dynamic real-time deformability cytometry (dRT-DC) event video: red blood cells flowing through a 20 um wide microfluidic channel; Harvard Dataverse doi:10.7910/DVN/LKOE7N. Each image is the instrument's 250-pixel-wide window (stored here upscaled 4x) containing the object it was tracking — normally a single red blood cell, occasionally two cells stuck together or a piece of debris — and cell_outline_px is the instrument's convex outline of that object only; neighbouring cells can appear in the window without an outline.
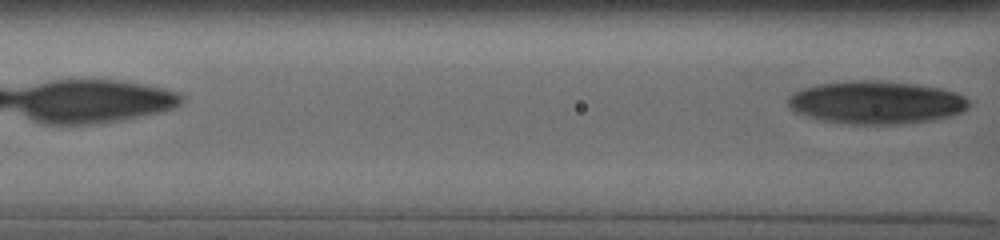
{"species": "human", "species_latin": "Homo sapiens", "temperature_condition": "cold", "stored_images_in_passage": 9, "camera_frame_rate_fps": 3000, "um_per_image_px": 0.085, "donor": {"sex": "male"}, "frame": {"image": 1, "passage_image": 9, "time_ms": 7.0, "image_size_px": [1000, 240], "cell_outline_px": [[972, 104], [964, 112], [952, 116], [928, 120], [896, 124], [852, 124], [824, 120], [808, 116], [796, 112], [788, 104], [788, 96], [792, 92], [804, 88], [820, 84], [852, 80], [876, 80], [912, 84], [940, 88], [956, 92], [964, 96]], "centroid_in_image_um": [74.51, 8.7], "position_along_channel_um": 92.1, "area_um2": 45.03}}